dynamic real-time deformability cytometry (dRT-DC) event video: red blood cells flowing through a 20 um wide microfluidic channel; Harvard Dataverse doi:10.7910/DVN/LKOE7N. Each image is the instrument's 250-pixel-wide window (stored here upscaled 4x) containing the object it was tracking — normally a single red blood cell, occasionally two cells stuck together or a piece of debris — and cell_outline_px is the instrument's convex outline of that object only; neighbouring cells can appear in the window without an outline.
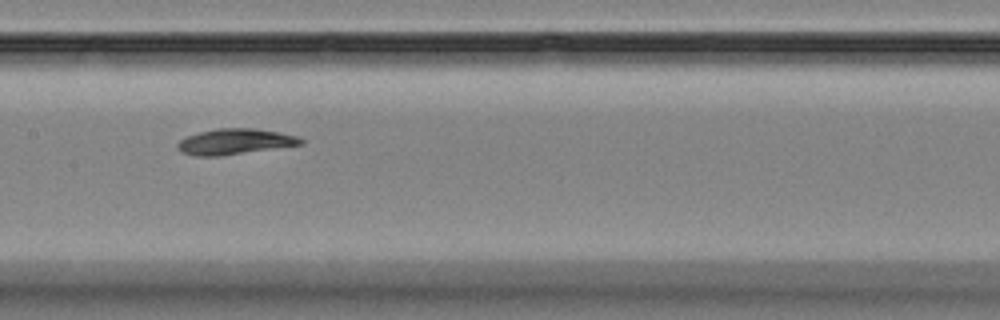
{"species": "Egyptian fruit bat (a non-hibernating species)", "species_latin": "Rousettus aegyptiacus", "temperature_condition": "room temperature", "stored_images_in_passage": 8, "camera_frame_rate_fps": 3000, "um_per_image_px": 0.085, "animal": {"sex": "female"}, "frame": {"image": 1, "passage_image": 7, "time_ms": 7.0, "image_size_px": [1000, 320], "cell_outline_px": [[304, 144], [216, 156], [196, 156], [184, 152], [176, 148], [176, 144], [180, 140], [188, 136], [200, 132], [220, 128], [256, 128], [280, 132], [300, 136], [304, 140]], "centroid_in_image_um": [20.01, 12.02], "position_along_channel_um": 187.4, "area_um2": 18.26}}
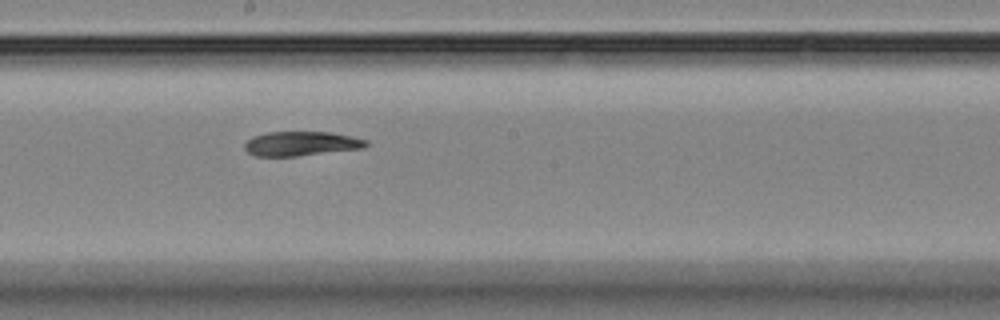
{"frame": {"image": 2, "passage_image": 8, "time_ms": 8.0, "image_size_px": [1000, 320], "cell_outline_px": [[368, 144], [364, 148], [296, 156], [256, 156], [248, 152], [244, 148], [244, 144], [252, 136], [268, 132], [328, 132], [352, 136], [368, 140]], "centroid_in_image_um": [25.6, 12.2], "position_along_channel_um": 222.6, "area_um2": 17.22}}